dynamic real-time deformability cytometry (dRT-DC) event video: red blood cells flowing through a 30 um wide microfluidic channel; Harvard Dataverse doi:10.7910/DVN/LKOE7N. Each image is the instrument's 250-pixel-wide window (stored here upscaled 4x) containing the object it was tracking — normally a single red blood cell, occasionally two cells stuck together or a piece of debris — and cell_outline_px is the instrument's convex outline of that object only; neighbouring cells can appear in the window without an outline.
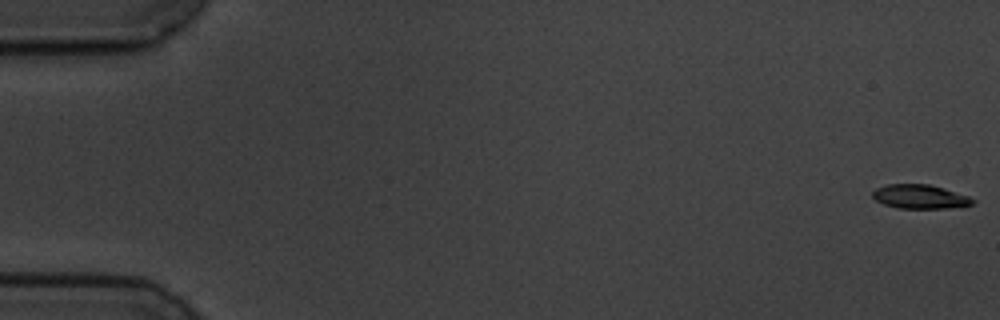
{"species": "common noctule bat (a hibernating species)", "species_latin": "Nyctalus noctula", "temperature_condition": "cold", "stored_images_in_passage": 8, "camera_frame_rate_fps": 3000, "um_per_image_px": 0.085, "animal": {"sex": "male", "body_mass_g": 19.5, "forearm_length_mm": 54.6}, "frame": {"image": 1, "passage_image": 1, "time_ms": 0.0, "image_size_px": [1000, 320], "cell_outline_px": [[976, 200], [972, 204], [948, 208], [896, 208], [884, 204], [876, 200], [872, 196], [872, 192], [876, 188], [888, 184], [928, 184], [944, 188], [968, 196]], "centroid_in_image_um": [78.18, 16.71], "position_along_channel_um": 6.8, "area_um2": 13.93}}
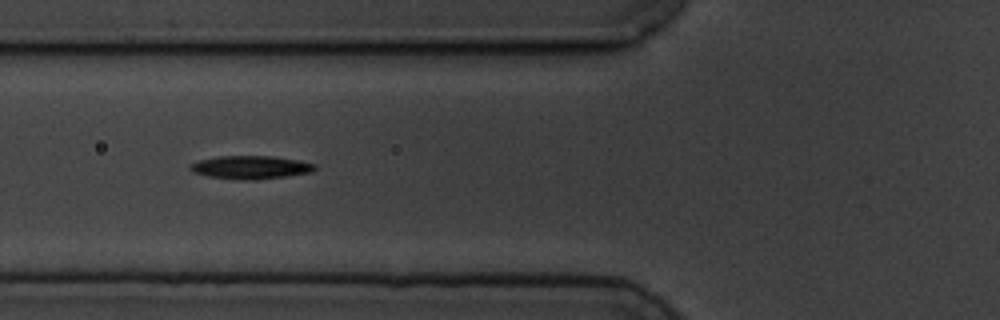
{"frame": {"image": 2, "passage_image": 7, "time_ms": 7.0, "image_size_px": [1000, 320], "cell_outline_px": [[316, 168], [312, 172], [256, 180], [244, 180], [208, 176], [192, 172], [188, 168], [192, 164], [200, 160], [220, 156], [272, 156], [300, 160], [316, 164]], "centroid_in_image_um": [21.33, 14.22], "position_along_channel_um": 104.5, "area_um2": 16.76}}
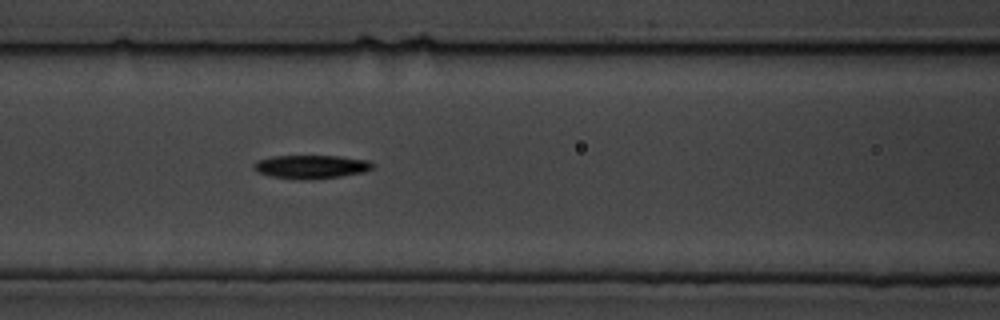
{"frame": {"image": 3, "passage_image": 8, "time_ms": 8.0, "image_size_px": [1000, 320], "cell_outline_px": [[376, 164], [372, 168], [364, 172], [340, 176], [300, 180], [268, 176], [256, 172], [252, 168], [252, 164], [256, 160], [272, 156], [340, 156], [368, 160]], "centroid_in_image_um": [26.39, 14.17], "position_along_channel_um": 140.2, "area_um2": 16.47}}